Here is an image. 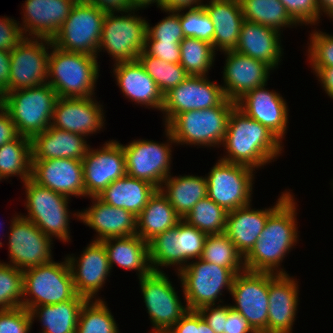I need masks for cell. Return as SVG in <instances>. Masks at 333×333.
I'll use <instances>...</instances> for the list:
<instances>
[{"label":"cell","instance_id":"cell-58","mask_svg":"<svg viewBox=\"0 0 333 333\" xmlns=\"http://www.w3.org/2000/svg\"><path fill=\"white\" fill-rule=\"evenodd\" d=\"M105 13H121L131 11L130 0H84Z\"/></svg>","mask_w":333,"mask_h":333},{"label":"cell","instance_id":"cell-65","mask_svg":"<svg viewBox=\"0 0 333 333\" xmlns=\"http://www.w3.org/2000/svg\"><path fill=\"white\" fill-rule=\"evenodd\" d=\"M5 108L4 104V93L0 91V112H2Z\"/></svg>","mask_w":333,"mask_h":333},{"label":"cell","instance_id":"cell-50","mask_svg":"<svg viewBox=\"0 0 333 333\" xmlns=\"http://www.w3.org/2000/svg\"><path fill=\"white\" fill-rule=\"evenodd\" d=\"M32 323L31 314L24 307L0 310V333H28Z\"/></svg>","mask_w":333,"mask_h":333},{"label":"cell","instance_id":"cell-54","mask_svg":"<svg viewBox=\"0 0 333 333\" xmlns=\"http://www.w3.org/2000/svg\"><path fill=\"white\" fill-rule=\"evenodd\" d=\"M198 311L215 333H224L229 305H208L200 308Z\"/></svg>","mask_w":333,"mask_h":333},{"label":"cell","instance_id":"cell-3","mask_svg":"<svg viewBox=\"0 0 333 333\" xmlns=\"http://www.w3.org/2000/svg\"><path fill=\"white\" fill-rule=\"evenodd\" d=\"M47 83L61 98L93 97L99 75L96 56L63 51L51 44ZM50 78V79H49Z\"/></svg>","mask_w":333,"mask_h":333},{"label":"cell","instance_id":"cell-31","mask_svg":"<svg viewBox=\"0 0 333 333\" xmlns=\"http://www.w3.org/2000/svg\"><path fill=\"white\" fill-rule=\"evenodd\" d=\"M214 26V50L234 51L245 18L239 0H210L203 4Z\"/></svg>","mask_w":333,"mask_h":333},{"label":"cell","instance_id":"cell-60","mask_svg":"<svg viewBox=\"0 0 333 333\" xmlns=\"http://www.w3.org/2000/svg\"><path fill=\"white\" fill-rule=\"evenodd\" d=\"M201 0H163L162 1V10L166 13L168 11H178V10H185L190 8H197L203 6Z\"/></svg>","mask_w":333,"mask_h":333},{"label":"cell","instance_id":"cell-64","mask_svg":"<svg viewBox=\"0 0 333 333\" xmlns=\"http://www.w3.org/2000/svg\"><path fill=\"white\" fill-rule=\"evenodd\" d=\"M197 333H215L214 330L209 327L208 323L203 319L198 311V329Z\"/></svg>","mask_w":333,"mask_h":333},{"label":"cell","instance_id":"cell-32","mask_svg":"<svg viewBox=\"0 0 333 333\" xmlns=\"http://www.w3.org/2000/svg\"><path fill=\"white\" fill-rule=\"evenodd\" d=\"M101 242L106 248L111 269L113 264H117L126 270H136L139 278L153 271L149 243L137 234L129 237L108 238Z\"/></svg>","mask_w":333,"mask_h":333},{"label":"cell","instance_id":"cell-44","mask_svg":"<svg viewBox=\"0 0 333 333\" xmlns=\"http://www.w3.org/2000/svg\"><path fill=\"white\" fill-rule=\"evenodd\" d=\"M145 71L153 78L158 88L163 93L177 87L189 74L180 63H168L147 54L144 50L138 57Z\"/></svg>","mask_w":333,"mask_h":333},{"label":"cell","instance_id":"cell-36","mask_svg":"<svg viewBox=\"0 0 333 333\" xmlns=\"http://www.w3.org/2000/svg\"><path fill=\"white\" fill-rule=\"evenodd\" d=\"M87 299L75 295L71 300L33 307L29 312L32 321L39 317L43 324L41 333H76L79 312Z\"/></svg>","mask_w":333,"mask_h":333},{"label":"cell","instance_id":"cell-52","mask_svg":"<svg viewBox=\"0 0 333 333\" xmlns=\"http://www.w3.org/2000/svg\"><path fill=\"white\" fill-rule=\"evenodd\" d=\"M144 51L168 63H180V42L146 40Z\"/></svg>","mask_w":333,"mask_h":333},{"label":"cell","instance_id":"cell-14","mask_svg":"<svg viewBox=\"0 0 333 333\" xmlns=\"http://www.w3.org/2000/svg\"><path fill=\"white\" fill-rule=\"evenodd\" d=\"M51 44L52 41L49 39L25 37L10 51L11 72L9 86L4 94L47 83L49 66L47 49L51 48Z\"/></svg>","mask_w":333,"mask_h":333},{"label":"cell","instance_id":"cell-24","mask_svg":"<svg viewBox=\"0 0 333 333\" xmlns=\"http://www.w3.org/2000/svg\"><path fill=\"white\" fill-rule=\"evenodd\" d=\"M289 274L269 272L268 333H292L299 287Z\"/></svg>","mask_w":333,"mask_h":333},{"label":"cell","instance_id":"cell-1","mask_svg":"<svg viewBox=\"0 0 333 333\" xmlns=\"http://www.w3.org/2000/svg\"><path fill=\"white\" fill-rule=\"evenodd\" d=\"M296 204L291 193L269 215L260 237L244 257L245 270L287 274L279 266L287 252L297 244Z\"/></svg>","mask_w":333,"mask_h":333},{"label":"cell","instance_id":"cell-18","mask_svg":"<svg viewBox=\"0 0 333 333\" xmlns=\"http://www.w3.org/2000/svg\"><path fill=\"white\" fill-rule=\"evenodd\" d=\"M100 149L87 151L82 160L85 197H97L115 180L126 175L125 154L116 140L105 142Z\"/></svg>","mask_w":333,"mask_h":333},{"label":"cell","instance_id":"cell-45","mask_svg":"<svg viewBox=\"0 0 333 333\" xmlns=\"http://www.w3.org/2000/svg\"><path fill=\"white\" fill-rule=\"evenodd\" d=\"M23 270L0 262V310L23 307Z\"/></svg>","mask_w":333,"mask_h":333},{"label":"cell","instance_id":"cell-46","mask_svg":"<svg viewBox=\"0 0 333 333\" xmlns=\"http://www.w3.org/2000/svg\"><path fill=\"white\" fill-rule=\"evenodd\" d=\"M179 10V20L184 37H193L213 43L214 26L204 6L190 8L186 13Z\"/></svg>","mask_w":333,"mask_h":333},{"label":"cell","instance_id":"cell-51","mask_svg":"<svg viewBox=\"0 0 333 333\" xmlns=\"http://www.w3.org/2000/svg\"><path fill=\"white\" fill-rule=\"evenodd\" d=\"M287 13L299 25L318 23L320 17L316 0H280Z\"/></svg>","mask_w":333,"mask_h":333},{"label":"cell","instance_id":"cell-22","mask_svg":"<svg viewBox=\"0 0 333 333\" xmlns=\"http://www.w3.org/2000/svg\"><path fill=\"white\" fill-rule=\"evenodd\" d=\"M83 164L80 160L61 158L32 161L31 179L67 197L85 196Z\"/></svg>","mask_w":333,"mask_h":333},{"label":"cell","instance_id":"cell-61","mask_svg":"<svg viewBox=\"0 0 333 333\" xmlns=\"http://www.w3.org/2000/svg\"><path fill=\"white\" fill-rule=\"evenodd\" d=\"M10 52L0 49V91L4 92L9 86Z\"/></svg>","mask_w":333,"mask_h":333},{"label":"cell","instance_id":"cell-11","mask_svg":"<svg viewBox=\"0 0 333 333\" xmlns=\"http://www.w3.org/2000/svg\"><path fill=\"white\" fill-rule=\"evenodd\" d=\"M255 169L223 160L211 168L207 196L227 212L250 204Z\"/></svg>","mask_w":333,"mask_h":333},{"label":"cell","instance_id":"cell-4","mask_svg":"<svg viewBox=\"0 0 333 333\" xmlns=\"http://www.w3.org/2000/svg\"><path fill=\"white\" fill-rule=\"evenodd\" d=\"M236 103L225 99L219 106L178 114L166 127L176 144L218 147L223 143L227 124Z\"/></svg>","mask_w":333,"mask_h":333},{"label":"cell","instance_id":"cell-16","mask_svg":"<svg viewBox=\"0 0 333 333\" xmlns=\"http://www.w3.org/2000/svg\"><path fill=\"white\" fill-rule=\"evenodd\" d=\"M8 240L10 263L7 264L25 270L52 261V238L24 215L11 220Z\"/></svg>","mask_w":333,"mask_h":333},{"label":"cell","instance_id":"cell-34","mask_svg":"<svg viewBox=\"0 0 333 333\" xmlns=\"http://www.w3.org/2000/svg\"><path fill=\"white\" fill-rule=\"evenodd\" d=\"M181 220L167 197L157 189L136 217V234L149 243L160 233L174 228Z\"/></svg>","mask_w":333,"mask_h":333},{"label":"cell","instance_id":"cell-37","mask_svg":"<svg viewBox=\"0 0 333 333\" xmlns=\"http://www.w3.org/2000/svg\"><path fill=\"white\" fill-rule=\"evenodd\" d=\"M31 139L19 136L0 147V175L3 179L19 176L22 182L31 178Z\"/></svg>","mask_w":333,"mask_h":333},{"label":"cell","instance_id":"cell-12","mask_svg":"<svg viewBox=\"0 0 333 333\" xmlns=\"http://www.w3.org/2000/svg\"><path fill=\"white\" fill-rule=\"evenodd\" d=\"M165 128L170 144L143 139L133 140L128 145L121 144L125 154L126 175L147 181L157 189L171 174V144L176 143L170 130Z\"/></svg>","mask_w":333,"mask_h":333},{"label":"cell","instance_id":"cell-38","mask_svg":"<svg viewBox=\"0 0 333 333\" xmlns=\"http://www.w3.org/2000/svg\"><path fill=\"white\" fill-rule=\"evenodd\" d=\"M239 1L246 21L270 27L278 32H281V27L297 25L280 0Z\"/></svg>","mask_w":333,"mask_h":333},{"label":"cell","instance_id":"cell-41","mask_svg":"<svg viewBox=\"0 0 333 333\" xmlns=\"http://www.w3.org/2000/svg\"><path fill=\"white\" fill-rule=\"evenodd\" d=\"M227 214L224 208L207 196L194 205L183 220L207 235L223 234L226 230Z\"/></svg>","mask_w":333,"mask_h":333},{"label":"cell","instance_id":"cell-57","mask_svg":"<svg viewBox=\"0 0 333 333\" xmlns=\"http://www.w3.org/2000/svg\"><path fill=\"white\" fill-rule=\"evenodd\" d=\"M19 136L9 113L4 109L0 112V147L9 141L17 139Z\"/></svg>","mask_w":333,"mask_h":333},{"label":"cell","instance_id":"cell-49","mask_svg":"<svg viewBox=\"0 0 333 333\" xmlns=\"http://www.w3.org/2000/svg\"><path fill=\"white\" fill-rule=\"evenodd\" d=\"M168 12L169 15L155 26L150 27L147 23L146 40L181 42L184 39L179 20V10Z\"/></svg>","mask_w":333,"mask_h":333},{"label":"cell","instance_id":"cell-33","mask_svg":"<svg viewBox=\"0 0 333 333\" xmlns=\"http://www.w3.org/2000/svg\"><path fill=\"white\" fill-rule=\"evenodd\" d=\"M157 188L147 181L125 175L105 188L99 196L104 203L138 216Z\"/></svg>","mask_w":333,"mask_h":333},{"label":"cell","instance_id":"cell-35","mask_svg":"<svg viewBox=\"0 0 333 333\" xmlns=\"http://www.w3.org/2000/svg\"><path fill=\"white\" fill-rule=\"evenodd\" d=\"M160 191L183 219L194 205L207 197V179L206 176L185 175L173 177L169 175L163 181Z\"/></svg>","mask_w":333,"mask_h":333},{"label":"cell","instance_id":"cell-28","mask_svg":"<svg viewBox=\"0 0 333 333\" xmlns=\"http://www.w3.org/2000/svg\"><path fill=\"white\" fill-rule=\"evenodd\" d=\"M113 72L123 95L132 102L162 110L164 95L138 59L115 63Z\"/></svg>","mask_w":333,"mask_h":333},{"label":"cell","instance_id":"cell-23","mask_svg":"<svg viewBox=\"0 0 333 333\" xmlns=\"http://www.w3.org/2000/svg\"><path fill=\"white\" fill-rule=\"evenodd\" d=\"M266 85L246 93L236 106L247 116L267 127L281 141L287 130L288 107L279 93L270 91Z\"/></svg>","mask_w":333,"mask_h":333},{"label":"cell","instance_id":"cell-20","mask_svg":"<svg viewBox=\"0 0 333 333\" xmlns=\"http://www.w3.org/2000/svg\"><path fill=\"white\" fill-rule=\"evenodd\" d=\"M226 62L222 86L227 99L237 102L246 93L253 89L267 85L270 70H273L265 62L237 53L225 51Z\"/></svg>","mask_w":333,"mask_h":333},{"label":"cell","instance_id":"cell-48","mask_svg":"<svg viewBox=\"0 0 333 333\" xmlns=\"http://www.w3.org/2000/svg\"><path fill=\"white\" fill-rule=\"evenodd\" d=\"M308 53L312 67H333V35L312 32Z\"/></svg>","mask_w":333,"mask_h":333},{"label":"cell","instance_id":"cell-42","mask_svg":"<svg viewBox=\"0 0 333 333\" xmlns=\"http://www.w3.org/2000/svg\"><path fill=\"white\" fill-rule=\"evenodd\" d=\"M103 299L86 300L82 305L76 333H119V329Z\"/></svg>","mask_w":333,"mask_h":333},{"label":"cell","instance_id":"cell-9","mask_svg":"<svg viewBox=\"0 0 333 333\" xmlns=\"http://www.w3.org/2000/svg\"><path fill=\"white\" fill-rule=\"evenodd\" d=\"M26 194L28 215L45 235L58 238L63 242L70 240L68 201L69 197L42 187L31 178L23 182Z\"/></svg>","mask_w":333,"mask_h":333},{"label":"cell","instance_id":"cell-62","mask_svg":"<svg viewBox=\"0 0 333 333\" xmlns=\"http://www.w3.org/2000/svg\"><path fill=\"white\" fill-rule=\"evenodd\" d=\"M162 1L163 0H130V5L132 10H140L141 8H146L152 3H156L161 10H162Z\"/></svg>","mask_w":333,"mask_h":333},{"label":"cell","instance_id":"cell-30","mask_svg":"<svg viewBox=\"0 0 333 333\" xmlns=\"http://www.w3.org/2000/svg\"><path fill=\"white\" fill-rule=\"evenodd\" d=\"M281 33L270 27L244 21L234 51L260 60L275 69L281 61Z\"/></svg>","mask_w":333,"mask_h":333},{"label":"cell","instance_id":"cell-8","mask_svg":"<svg viewBox=\"0 0 333 333\" xmlns=\"http://www.w3.org/2000/svg\"><path fill=\"white\" fill-rule=\"evenodd\" d=\"M105 15L98 7L84 0H77L68 18L51 40L52 44L63 51L97 57Z\"/></svg>","mask_w":333,"mask_h":333},{"label":"cell","instance_id":"cell-7","mask_svg":"<svg viewBox=\"0 0 333 333\" xmlns=\"http://www.w3.org/2000/svg\"><path fill=\"white\" fill-rule=\"evenodd\" d=\"M197 260L189 262L178 273L188 310L215 305L218 295H222V290L226 288L231 292L235 275L245 270L228 269L200 258Z\"/></svg>","mask_w":333,"mask_h":333},{"label":"cell","instance_id":"cell-56","mask_svg":"<svg viewBox=\"0 0 333 333\" xmlns=\"http://www.w3.org/2000/svg\"><path fill=\"white\" fill-rule=\"evenodd\" d=\"M198 310H188L167 333H197Z\"/></svg>","mask_w":333,"mask_h":333},{"label":"cell","instance_id":"cell-2","mask_svg":"<svg viewBox=\"0 0 333 333\" xmlns=\"http://www.w3.org/2000/svg\"><path fill=\"white\" fill-rule=\"evenodd\" d=\"M281 143L267 127L235 106L230 113L222 143L228 155L220 159L259 169L277 159L283 148Z\"/></svg>","mask_w":333,"mask_h":333},{"label":"cell","instance_id":"cell-10","mask_svg":"<svg viewBox=\"0 0 333 333\" xmlns=\"http://www.w3.org/2000/svg\"><path fill=\"white\" fill-rule=\"evenodd\" d=\"M134 11L126 15L122 12L121 16L116 12L105 15L98 52L104 48L115 63L137 60L145 48L148 21Z\"/></svg>","mask_w":333,"mask_h":333},{"label":"cell","instance_id":"cell-63","mask_svg":"<svg viewBox=\"0 0 333 333\" xmlns=\"http://www.w3.org/2000/svg\"><path fill=\"white\" fill-rule=\"evenodd\" d=\"M318 5L319 14L322 15L321 12H324L333 19V0H316Z\"/></svg>","mask_w":333,"mask_h":333},{"label":"cell","instance_id":"cell-13","mask_svg":"<svg viewBox=\"0 0 333 333\" xmlns=\"http://www.w3.org/2000/svg\"><path fill=\"white\" fill-rule=\"evenodd\" d=\"M152 271L139 278L147 313L152 322V333H167L188 311L183 305L172 282L165 273Z\"/></svg>","mask_w":333,"mask_h":333},{"label":"cell","instance_id":"cell-5","mask_svg":"<svg viewBox=\"0 0 333 333\" xmlns=\"http://www.w3.org/2000/svg\"><path fill=\"white\" fill-rule=\"evenodd\" d=\"M56 91L48 84L4 94L5 110L20 136L32 139L50 125L56 101Z\"/></svg>","mask_w":333,"mask_h":333},{"label":"cell","instance_id":"cell-53","mask_svg":"<svg viewBox=\"0 0 333 333\" xmlns=\"http://www.w3.org/2000/svg\"><path fill=\"white\" fill-rule=\"evenodd\" d=\"M19 21L5 17L0 19V49L12 51L24 38Z\"/></svg>","mask_w":333,"mask_h":333},{"label":"cell","instance_id":"cell-43","mask_svg":"<svg viewBox=\"0 0 333 333\" xmlns=\"http://www.w3.org/2000/svg\"><path fill=\"white\" fill-rule=\"evenodd\" d=\"M200 259L228 269H245L244 257L225 233L207 235Z\"/></svg>","mask_w":333,"mask_h":333},{"label":"cell","instance_id":"cell-55","mask_svg":"<svg viewBox=\"0 0 333 333\" xmlns=\"http://www.w3.org/2000/svg\"><path fill=\"white\" fill-rule=\"evenodd\" d=\"M224 333H257L249 324V322L231 305H229V312L227 321L224 325Z\"/></svg>","mask_w":333,"mask_h":333},{"label":"cell","instance_id":"cell-15","mask_svg":"<svg viewBox=\"0 0 333 333\" xmlns=\"http://www.w3.org/2000/svg\"><path fill=\"white\" fill-rule=\"evenodd\" d=\"M269 272L244 270L234 277L230 295L239 312L257 333H268Z\"/></svg>","mask_w":333,"mask_h":333},{"label":"cell","instance_id":"cell-19","mask_svg":"<svg viewBox=\"0 0 333 333\" xmlns=\"http://www.w3.org/2000/svg\"><path fill=\"white\" fill-rule=\"evenodd\" d=\"M66 258L72 273L76 294L87 300L95 298L111 271L104 244L101 241L93 240L84 249L78 260L70 255Z\"/></svg>","mask_w":333,"mask_h":333},{"label":"cell","instance_id":"cell-59","mask_svg":"<svg viewBox=\"0 0 333 333\" xmlns=\"http://www.w3.org/2000/svg\"><path fill=\"white\" fill-rule=\"evenodd\" d=\"M319 78L323 89L333 99V67H311Z\"/></svg>","mask_w":333,"mask_h":333},{"label":"cell","instance_id":"cell-47","mask_svg":"<svg viewBox=\"0 0 333 333\" xmlns=\"http://www.w3.org/2000/svg\"><path fill=\"white\" fill-rule=\"evenodd\" d=\"M206 237L207 234L196 227L190 226L183 219L180 221L181 270L190 259L201 257Z\"/></svg>","mask_w":333,"mask_h":333},{"label":"cell","instance_id":"cell-40","mask_svg":"<svg viewBox=\"0 0 333 333\" xmlns=\"http://www.w3.org/2000/svg\"><path fill=\"white\" fill-rule=\"evenodd\" d=\"M180 64L193 76H206L214 64L215 50L211 43L193 37H184L180 42Z\"/></svg>","mask_w":333,"mask_h":333},{"label":"cell","instance_id":"cell-6","mask_svg":"<svg viewBox=\"0 0 333 333\" xmlns=\"http://www.w3.org/2000/svg\"><path fill=\"white\" fill-rule=\"evenodd\" d=\"M23 285V307L28 311L36 306L65 302L76 295L66 257L61 263L52 260L23 270Z\"/></svg>","mask_w":333,"mask_h":333},{"label":"cell","instance_id":"cell-39","mask_svg":"<svg viewBox=\"0 0 333 333\" xmlns=\"http://www.w3.org/2000/svg\"><path fill=\"white\" fill-rule=\"evenodd\" d=\"M150 263L153 271L162 272L160 266H178L181 271L180 222L157 235L149 242Z\"/></svg>","mask_w":333,"mask_h":333},{"label":"cell","instance_id":"cell-21","mask_svg":"<svg viewBox=\"0 0 333 333\" xmlns=\"http://www.w3.org/2000/svg\"><path fill=\"white\" fill-rule=\"evenodd\" d=\"M103 105L93 97H58L51 120V126L87 137L97 133L104 125Z\"/></svg>","mask_w":333,"mask_h":333},{"label":"cell","instance_id":"cell-25","mask_svg":"<svg viewBox=\"0 0 333 333\" xmlns=\"http://www.w3.org/2000/svg\"><path fill=\"white\" fill-rule=\"evenodd\" d=\"M77 0H25L23 35L52 40ZM28 31V35L27 32Z\"/></svg>","mask_w":333,"mask_h":333},{"label":"cell","instance_id":"cell-29","mask_svg":"<svg viewBox=\"0 0 333 333\" xmlns=\"http://www.w3.org/2000/svg\"><path fill=\"white\" fill-rule=\"evenodd\" d=\"M81 134L52 127L31 139L32 161L70 158L82 161L90 146Z\"/></svg>","mask_w":333,"mask_h":333},{"label":"cell","instance_id":"cell-17","mask_svg":"<svg viewBox=\"0 0 333 333\" xmlns=\"http://www.w3.org/2000/svg\"><path fill=\"white\" fill-rule=\"evenodd\" d=\"M225 99L222 85L210 82L207 76L189 75L164 94L161 112L165 115V126L182 112L216 107Z\"/></svg>","mask_w":333,"mask_h":333},{"label":"cell","instance_id":"cell-27","mask_svg":"<svg viewBox=\"0 0 333 333\" xmlns=\"http://www.w3.org/2000/svg\"><path fill=\"white\" fill-rule=\"evenodd\" d=\"M283 192L276 205L265 210L251 209V204L228 212L225 234L245 257L261 235L269 215L290 195Z\"/></svg>","mask_w":333,"mask_h":333},{"label":"cell","instance_id":"cell-26","mask_svg":"<svg viewBox=\"0 0 333 333\" xmlns=\"http://www.w3.org/2000/svg\"><path fill=\"white\" fill-rule=\"evenodd\" d=\"M90 198L93 205L77 214L73 213V216L76 215L77 219L96 231L98 235L94 241L136 234V216L131 212L108 205L98 197Z\"/></svg>","mask_w":333,"mask_h":333}]
</instances>
